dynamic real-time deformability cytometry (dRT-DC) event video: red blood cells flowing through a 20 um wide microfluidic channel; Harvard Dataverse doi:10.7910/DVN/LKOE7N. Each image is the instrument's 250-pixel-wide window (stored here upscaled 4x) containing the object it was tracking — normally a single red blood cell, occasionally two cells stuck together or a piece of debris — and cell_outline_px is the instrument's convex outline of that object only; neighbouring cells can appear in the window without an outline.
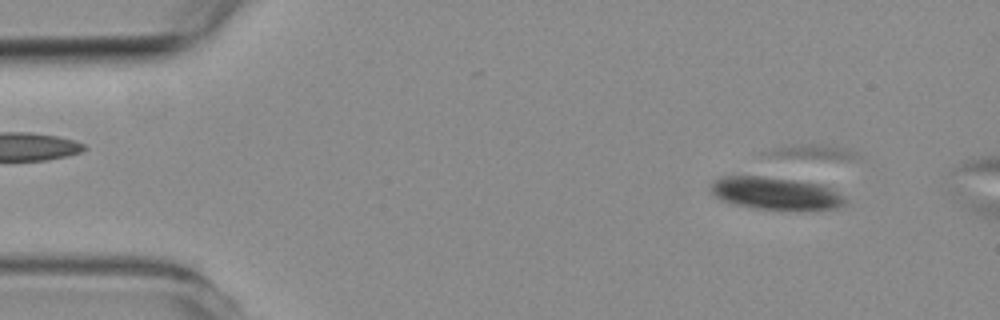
{"species": "common noctule bat (a hibernating species)", "species_latin": "Nyctalus noctula", "temperature_condition": "room temperature", "stored_images_in_passage": 4, "camera_frame_rate_fps": 3000, "um_per_image_px": 0.085, "animal": {"sex": "female", "body_mass_g": 19.3, "forearm_length_mm": 54.1}, "frame": {"image": 1, "passage_image": 2, "time_ms": 1.0, "image_size_px": [1000, 320], "cell_outline_px": [[848, 204], [836, 208], [820, 212], [796, 212], [752, 208], [732, 204], [720, 200], [712, 192], [712, 180], [724, 176], [764, 176], [796, 180], [820, 184], [836, 192], [848, 200]], "centroid_in_image_um": [66.0, 16.49], "position_along_channel_um": 19.0, "area_um2": 26.53}}